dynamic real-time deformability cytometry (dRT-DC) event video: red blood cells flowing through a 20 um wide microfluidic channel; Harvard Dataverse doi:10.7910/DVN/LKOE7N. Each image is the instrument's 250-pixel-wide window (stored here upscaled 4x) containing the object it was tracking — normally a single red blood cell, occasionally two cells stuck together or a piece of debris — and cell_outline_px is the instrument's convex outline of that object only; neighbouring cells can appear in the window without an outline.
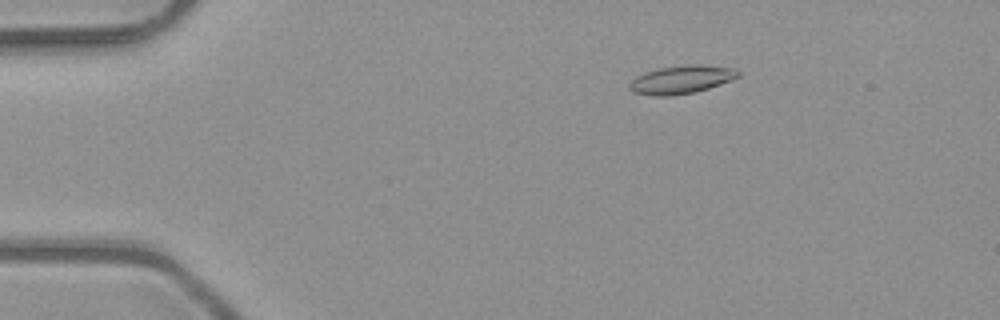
{"species": "common noctule bat (a hibernating species)", "species_latin": "Nyctalus noctula", "temperature_condition": "room temperature", "stored_images_in_passage": 43, "camera_frame_rate_fps": 3000, "um_per_image_px": 0.085, "animal": {"sex": "male", "body_mass_g": 23.1, "forearm_length_mm": 52.7}, "frame": {"image": 1, "passage_image": 1, "time_ms": 0.0, "image_size_px": [1000, 320], "cell_outline_px": [[740, 76], [720, 84], [708, 88], [692, 92], [664, 96], [652, 96], [636, 92], [628, 88], [628, 84], [636, 76], [644, 72], [660, 68], [736, 68], [740, 72]], "centroid_in_image_um": [57.82, 6.83], "position_along_channel_um": 27.2, "area_um2": 16.47}}
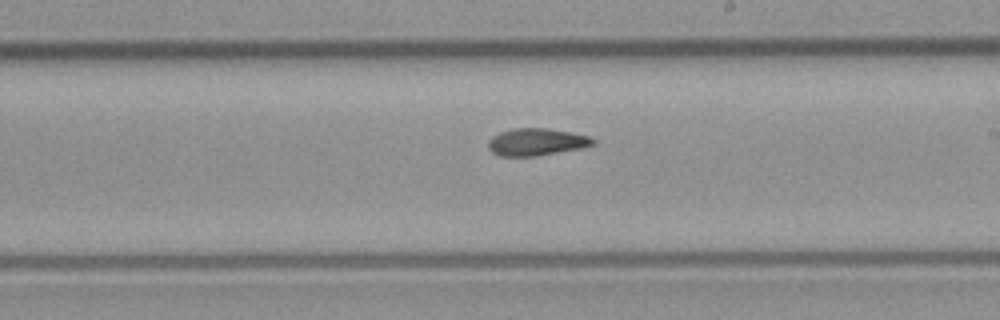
{"frame": {"image": 2, "passage_image": 22, "time_ms": 7.0, "image_size_px": [1000, 320], "cell_outline_px": [[596, 140], [592, 144], [580, 148], [532, 156], [500, 156], [492, 152], [488, 148], [488, 140], [492, 136], [500, 132], [512, 128], [548, 128], [588, 136]], "centroid_in_image_um": [45.53, 12.06], "position_along_channel_um": 243.5, "area_um2": 16.36}}
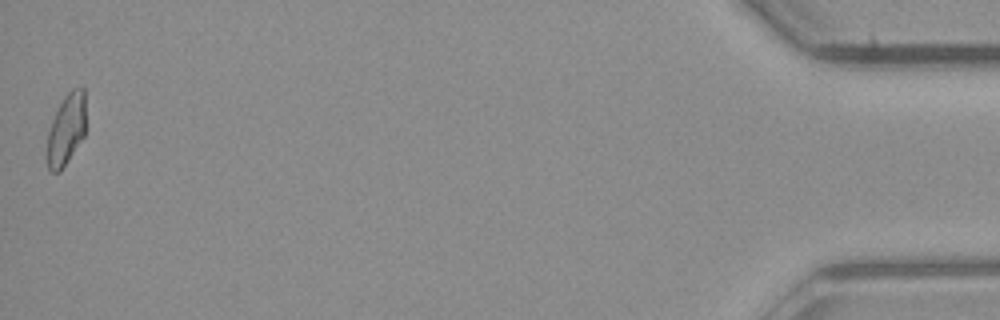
{"frame": {"image": 3, "passage_image": 43, "time_ms": 14.0, "image_size_px": [1000, 320], "cell_outline_px": [[84, 136], [60, 172], [52, 172], [48, 168], [44, 156], [48, 132], [52, 120], [64, 96], [72, 88], [84, 88]], "centroid_in_image_um": [5.57, 11.07], "position_along_channel_um": 429.6, "area_um2": 16.13}, "authors_computed_cell_mechanics": {"area_um2": 16.473, "velocity_mm_per_s": 4.0815, "shape_relaxation_time_tau1_ms": null, "shape_relaxation_time_tau2_ms": 3.0749, "deformation_change_tau1": null, "deformation_change_tau2": 0.1018}}